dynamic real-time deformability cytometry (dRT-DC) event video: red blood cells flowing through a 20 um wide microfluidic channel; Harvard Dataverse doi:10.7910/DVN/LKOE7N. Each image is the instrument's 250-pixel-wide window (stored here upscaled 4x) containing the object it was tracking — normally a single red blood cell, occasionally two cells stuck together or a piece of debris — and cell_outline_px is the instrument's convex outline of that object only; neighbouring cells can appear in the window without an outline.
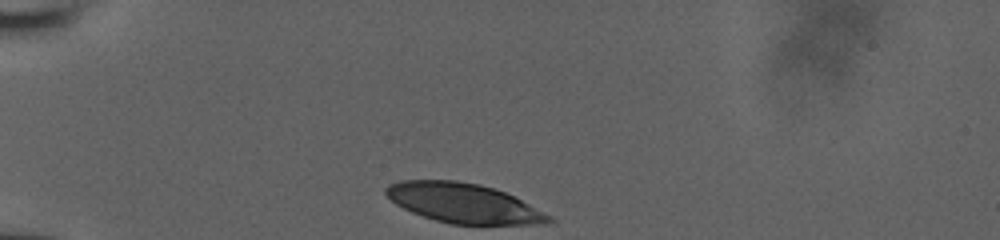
{"species": "human", "species_latin": "Homo sapiens", "temperature_condition": "room temperature", "stored_images_in_passage": 20, "camera_frame_rate_fps": 3000, "um_per_image_px": 0.085, "donor": {"sex": "male"}, "frame": {"image": 1, "passage_image": 1, "time_ms": 0.0, "image_size_px": [1000, 240], "cell_outline_px": [[556, 220], [548, 224], [448, 224], [412, 212], [396, 204], [384, 192], [384, 188], [388, 184], [400, 180], [456, 180], [480, 184], [504, 192], [552, 216]], "centroid_in_image_um": [39.39, 17.26], "position_along_channel_um": 45.6, "area_um2": 37.4}}
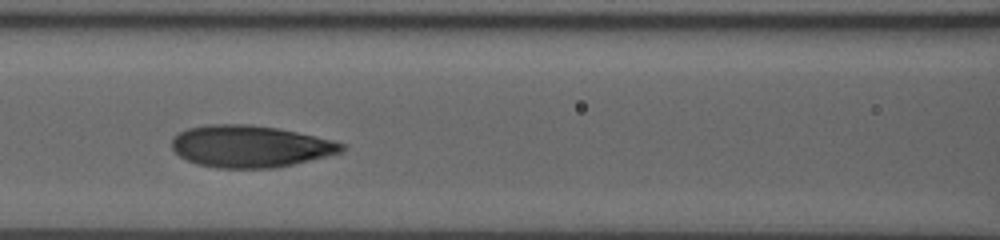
{"frame": {"image": 2, "passage_image": 12, "time_ms": 3.667, "image_size_px": [1000, 240], "cell_outline_px": [[344, 152], [328, 156], [276, 168], [216, 168], [196, 164], [180, 156], [172, 148], [172, 140], [180, 132], [188, 128], [208, 124], [252, 124], [276, 128], [296, 132], [332, 140], [344, 144]], "centroid_in_image_um": [21.27, 12.44], "position_along_channel_um": 145.3, "area_um2": 41.44}}
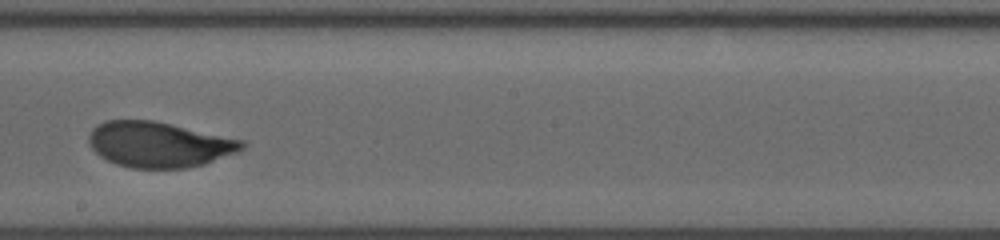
{"frame": {"image": 3, "passage_image": 17, "time_ms": 6.0, "image_size_px": [1000, 240], "cell_outline_px": [[248, 144], [244, 148], [236, 152], [204, 164], [184, 168], [132, 168], [116, 164], [100, 156], [88, 144], [88, 136], [92, 128], [96, 124], [108, 120], [152, 120], [244, 140]], "centroid_in_image_um": [13.49, 12.28], "position_along_channel_um": 234.7, "area_um2": 40.52}}